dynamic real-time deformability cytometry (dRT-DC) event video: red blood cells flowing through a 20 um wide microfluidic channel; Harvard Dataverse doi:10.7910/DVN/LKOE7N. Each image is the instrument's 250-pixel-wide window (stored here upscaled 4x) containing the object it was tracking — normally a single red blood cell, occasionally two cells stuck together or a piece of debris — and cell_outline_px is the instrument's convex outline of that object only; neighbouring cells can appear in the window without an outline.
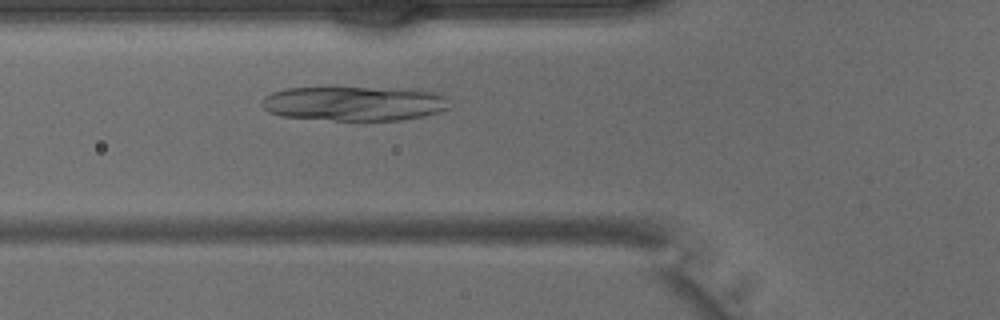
{"species": "common noctule bat (a hibernating species)", "species_latin": "Nyctalus noctula", "temperature_condition": "warm", "stored_images_in_passage": 16, "camera_frame_rate_fps": 3000, "um_per_image_px": 0.085, "animal": {"sex": "male", "body_mass_g": 15.6}, "frame": {"image": 1, "passage_image": 3, "time_ms": 0.667, "image_size_px": [1000, 320], "cell_outline_px": [[448, 108], [440, 112], [424, 116], [400, 120], [332, 120], [280, 116], [268, 112], [260, 104], [260, 100], [264, 96], [272, 92], [284, 88], [324, 84], [400, 88], [440, 92], [448, 96]], "centroid_in_image_um": [30.06, 8.73], "position_along_channel_um": 95.7, "area_um2": 39.82}}
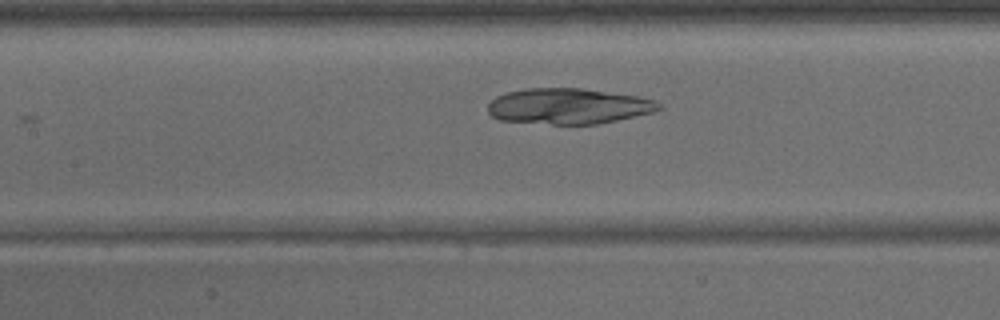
{"frame": {"image": 2, "passage_image": 7, "time_ms": 2.0, "image_size_px": [1000, 320], "cell_outline_px": [[664, 108], [652, 112], [616, 120], [596, 124], [552, 124], [500, 120], [492, 116], [488, 112], [488, 104], [496, 96], [508, 92], [528, 88], [580, 88], [640, 96], [656, 100]], "centroid_in_image_um": [48.33, 9.02], "position_along_channel_um": 159.1, "area_um2": 35.49}}
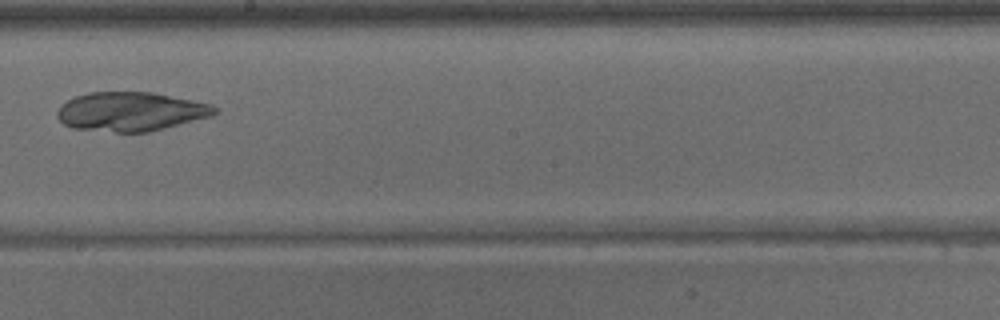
{"frame": {"image": 3, "passage_image": 12, "time_ms": 3.667, "image_size_px": [1000, 320], "cell_outline_px": [[220, 112], [212, 116], [148, 132], [116, 132], [72, 128], [64, 124], [56, 116], [56, 112], [60, 104], [76, 96], [88, 92], [152, 92], [212, 104]], "centroid_in_image_um": [11.1, 9.48], "position_along_channel_um": 237.1, "area_um2": 35.89}}